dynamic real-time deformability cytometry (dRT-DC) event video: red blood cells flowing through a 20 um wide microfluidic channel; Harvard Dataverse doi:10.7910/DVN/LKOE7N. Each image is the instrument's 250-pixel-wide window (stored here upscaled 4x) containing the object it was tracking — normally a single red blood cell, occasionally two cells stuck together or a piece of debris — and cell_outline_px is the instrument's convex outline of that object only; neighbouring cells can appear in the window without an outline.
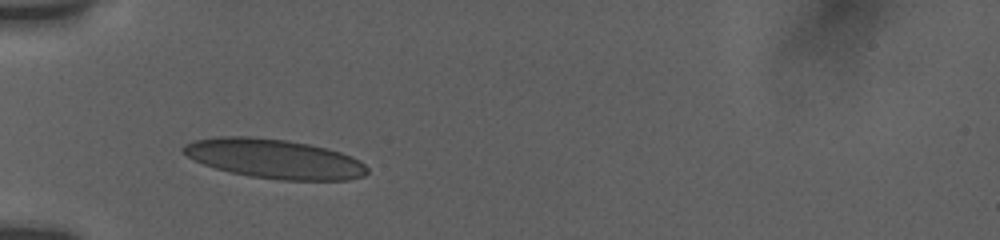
{"species": "human", "species_latin": "Homo sapiens", "temperature_condition": "room temperature", "stored_images_in_passage": 11, "camera_frame_rate_fps": 3000, "um_per_image_px": 0.085, "donor": {"sex": "female"}, "frame": {"image": 1, "passage_image": 3, "time_ms": 1.667, "image_size_px": [1000, 240], "cell_outline_px": [[368, 172], [364, 176], [348, 180], [280, 180], [248, 176], [216, 168], [204, 164], [188, 156], [180, 148], [184, 144], [192, 140], [216, 136], [248, 136], [288, 140], [328, 148], [352, 156], [360, 160], [368, 168]], "centroid_in_image_um": [23.33, 13.49], "position_along_channel_um": 61.7, "area_um2": 42.37}}
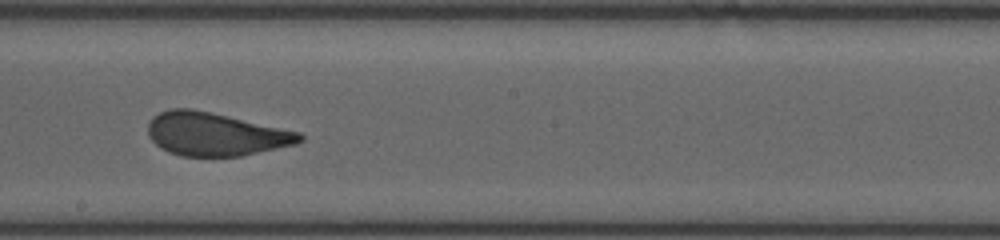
{"frame": {"image": 2, "passage_image": 8, "time_ms": 6.333, "image_size_px": [1000, 240], "cell_outline_px": [[304, 140], [296, 144], [240, 156], [180, 156], [168, 152], [160, 148], [148, 136], [148, 124], [152, 116], [160, 112], [172, 108], [192, 108], [300, 132], [304, 136]], "centroid_in_image_um": [18.28, 11.4], "position_along_channel_um": 229.9, "area_um2": 38.15}}
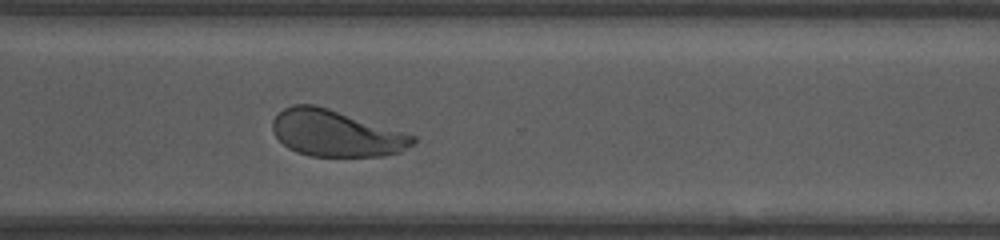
{"frame": {"image": 3, "passage_image": 11, "time_ms": 9.333, "image_size_px": [1000, 240], "cell_outline_px": [[416, 140], [412, 144], [400, 152], [380, 156], [312, 156], [296, 152], [288, 148], [272, 132], [272, 120], [284, 108], [292, 104], [312, 104], [328, 108], [416, 136]], "centroid_in_image_um": [28.52, 11.33], "position_along_channel_um": 342.1, "area_um2": 37.63}}